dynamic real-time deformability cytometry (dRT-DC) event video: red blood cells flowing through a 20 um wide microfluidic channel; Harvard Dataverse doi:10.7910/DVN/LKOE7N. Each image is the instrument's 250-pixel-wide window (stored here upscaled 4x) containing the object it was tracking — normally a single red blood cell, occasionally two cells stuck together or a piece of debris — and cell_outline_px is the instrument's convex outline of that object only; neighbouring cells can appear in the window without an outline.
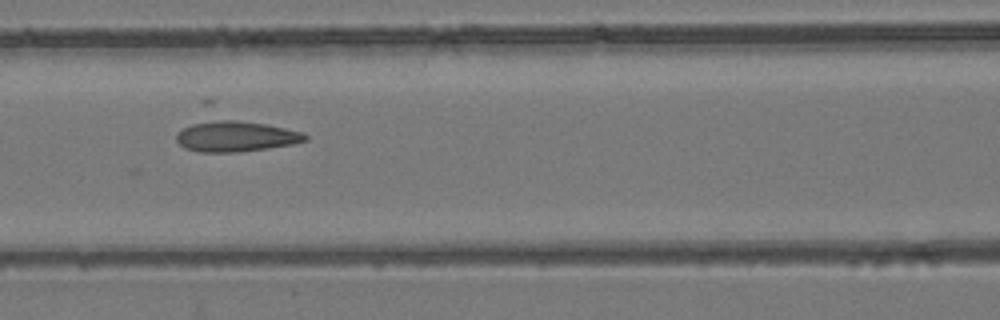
{"species": "common noctule bat (a hibernating species)", "species_latin": "Nyctalus noctula", "temperature_condition": "room temperature", "stored_images_in_passage": 8, "camera_frame_rate_fps": 3000, "um_per_image_px": 0.085, "animal": {"sex": "female", "body_mass_g": 24.6, "forearm_length_mm": 56.2}, "frame": {"image": 1, "passage_image": 8, "time_ms": 2.333, "image_size_px": [1000, 320], "cell_outline_px": [[308, 140], [292, 144], [236, 152], [200, 152], [184, 148], [176, 140], [176, 132], [192, 124], [204, 120], [236, 120], [268, 124], [304, 132], [308, 136]], "centroid_in_image_um": [20.03, 11.58], "position_along_channel_um": 146.6, "area_um2": 23.0}}